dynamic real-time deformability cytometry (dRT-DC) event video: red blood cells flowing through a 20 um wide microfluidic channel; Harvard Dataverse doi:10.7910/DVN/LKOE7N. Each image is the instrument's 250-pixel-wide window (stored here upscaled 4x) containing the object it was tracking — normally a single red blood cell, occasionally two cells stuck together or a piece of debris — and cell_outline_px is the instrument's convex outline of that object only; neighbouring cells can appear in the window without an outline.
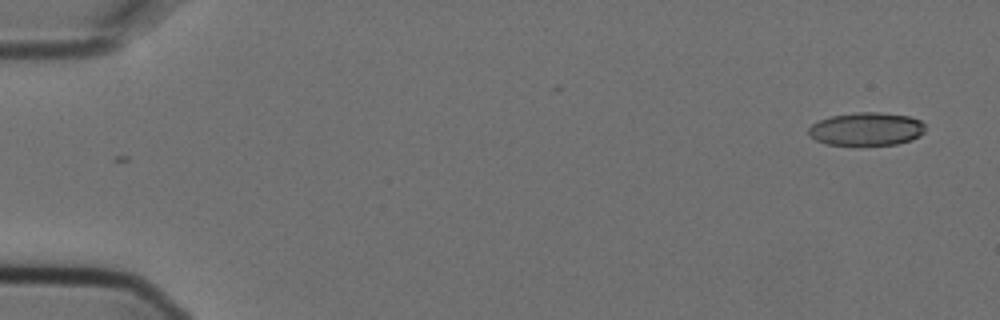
{"species": "Egyptian fruit bat (a non-hibernating species)", "species_latin": "Rousettus aegyptiacus", "temperature_condition": "cold", "stored_images_in_passage": 5, "camera_frame_rate_fps": 3000, "um_per_image_px": 0.085, "animal": {"sex": "female"}, "frame": {"image": 1, "passage_image": 1, "time_ms": 0.0, "image_size_px": [1000, 320], "cell_outline_px": [[924, 132], [920, 136], [912, 140], [896, 144], [828, 144], [816, 140], [808, 132], [808, 128], [812, 124], [820, 120], [832, 116], [856, 112], [880, 112], [908, 116], [920, 120], [924, 124]], "centroid_in_image_um": [73.68, 10.95], "position_along_channel_um": 11.3, "area_um2": 22.25}}
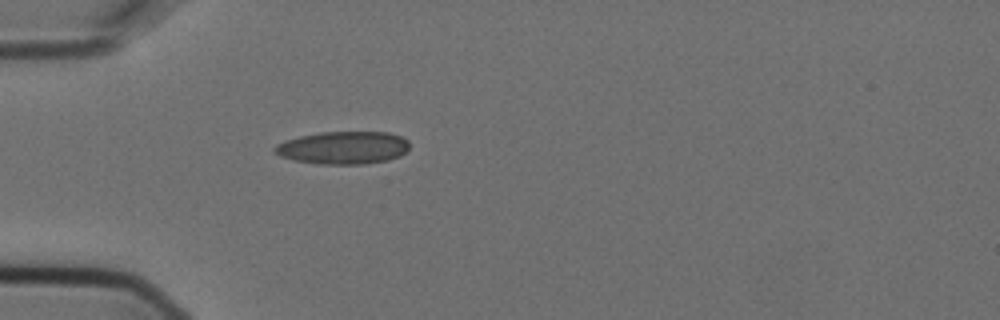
{"frame": {"image": 2, "passage_image": 5, "time_ms": 1.333, "image_size_px": [1000, 320], "cell_outline_px": [[408, 148], [400, 156], [388, 160], [364, 164], [320, 164], [292, 160], [280, 156], [272, 152], [272, 148], [276, 144], [300, 136], [320, 132], [388, 132], [400, 136], [408, 140]], "centroid_in_image_um": [29.14, 12.56], "position_along_channel_um": 55.9, "area_um2": 25.78}}